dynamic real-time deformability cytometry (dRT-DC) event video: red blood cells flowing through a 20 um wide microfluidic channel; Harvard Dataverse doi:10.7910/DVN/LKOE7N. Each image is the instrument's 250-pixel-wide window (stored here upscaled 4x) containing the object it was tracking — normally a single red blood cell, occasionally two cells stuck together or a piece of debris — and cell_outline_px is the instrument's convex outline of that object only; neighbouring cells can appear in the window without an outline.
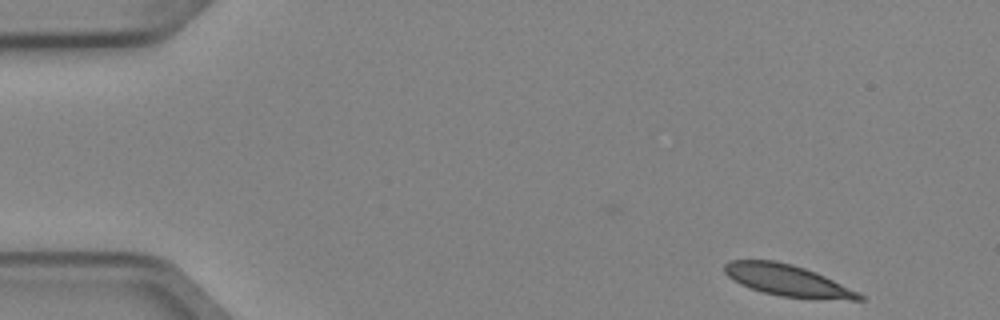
{"species": "Egyptian fruit bat (a non-hibernating species)", "species_latin": "Rousettus aegyptiacus", "temperature_condition": "cold", "stored_images_in_passage": 3, "camera_frame_rate_fps": 3000, "um_per_image_px": 0.085, "animal": {"sex": "female"}, "frame": {"image": 1, "passage_image": 1, "time_ms": 0.0, "image_size_px": [1000, 320], "cell_outline_px": [[864, 300], [852, 300], [780, 296], [764, 292], [740, 284], [728, 276], [724, 272], [724, 264], [732, 260], [772, 260], [792, 264], [816, 272], [860, 292], [864, 296]], "centroid_in_image_um": [66.96, 23.83], "position_along_channel_um": 18.0, "area_um2": 24.39}}
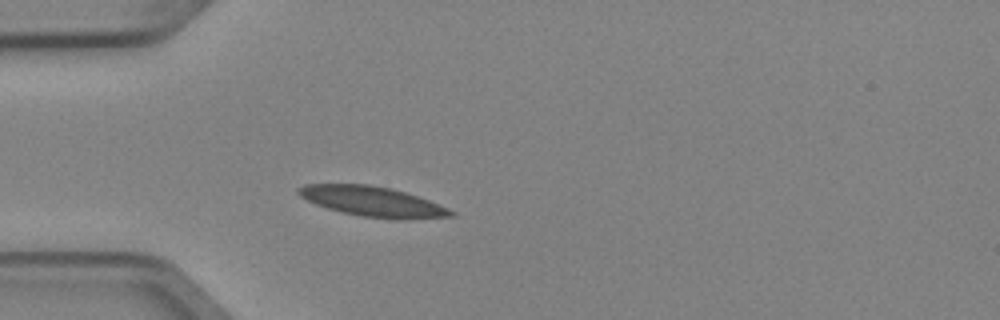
{"frame": {"image": 2, "passage_image": 3, "time_ms": 0.667, "image_size_px": [1000, 320], "cell_outline_px": [[456, 216], [396, 220], [360, 216], [328, 208], [316, 204], [300, 196], [296, 192], [296, 188], [304, 184], [368, 184], [392, 188], [428, 200], [448, 208], [456, 212]], "centroid_in_image_um": [31.67, 17.13], "position_along_channel_um": 53.3, "area_um2": 26.65}}